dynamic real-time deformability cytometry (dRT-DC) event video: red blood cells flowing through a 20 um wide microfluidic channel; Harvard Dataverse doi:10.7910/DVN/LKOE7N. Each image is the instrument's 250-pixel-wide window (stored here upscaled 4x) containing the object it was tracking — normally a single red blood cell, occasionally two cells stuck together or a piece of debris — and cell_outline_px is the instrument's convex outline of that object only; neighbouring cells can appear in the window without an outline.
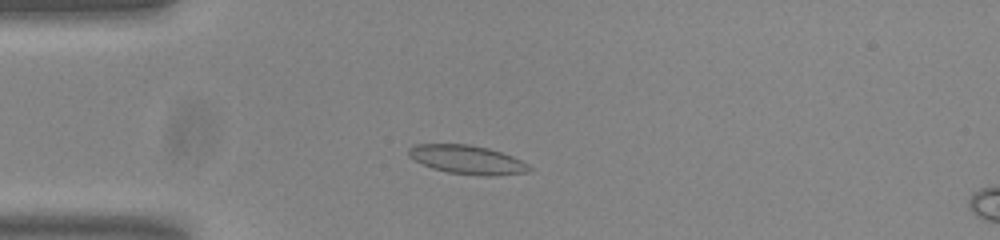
{"species": "common noctule bat (a hibernating species)", "species_latin": "Nyctalus noctula", "temperature_condition": "room temperature", "stored_images_in_passage": 41, "camera_frame_rate_fps": 3000, "um_per_image_px": 0.085, "animal": {"sex": "male", "body_mass_g": 20.0, "forearm_length_mm": 53.3}, "frame": {"image": 1, "passage_image": 1, "time_ms": 0.0, "image_size_px": [1000, 240], "cell_outline_px": [[532, 168], [528, 172], [488, 176], [484, 176], [448, 172], [432, 168], [408, 156], [408, 148], [412, 144], [468, 144], [488, 148], [512, 156], [528, 164]], "centroid_in_image_um": [39.7, 13.56], "position_along_channel_um": 45.3, "area_um2": 20.06}}
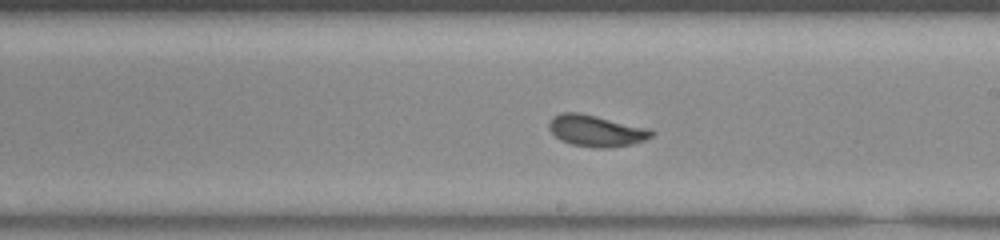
{"frame": {"image": 2, "passage_image": 18, "time_ms": 5.667, "image_size_px": [1000, 240], "cell_outline_px": [[656, 132], [652, 136], [644, 140], [632, 144], [612, 148], [596, 148], [572, 144], [560, 140], [548, 128], [548, 124], [552, 116], [560, 112], [580, 112], [652, 128]], "centroid_in_image_um": [50.7, 11.1], "position_along_channel_um": 238.3, "area_um2": 19.19}}
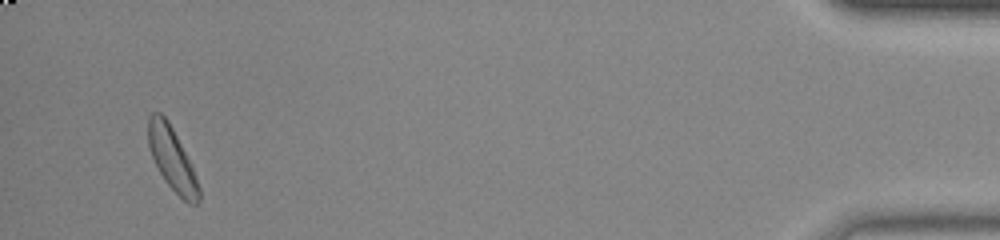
{"frame": {"image": 3, "passage_image": 39, "time_ms": 12.667, "image_size_px": [1000, 240], "cell_outline_px": [[200, 200], [196, 204], [188, 204], [168, 184], [160, 172], [152, 156], [148, 144], [148, 116], [152, 112], [160, 112], [168, 120], [196, 176], [200, 188]], "centroid_in_image_um": [14.62, 13.5], "position_along_channel_um": 420.6, "area_um2": 18.09}, "authors_computed_cell_mechanics": {"area_um2": 18.8428, "velocity_mm_per_s": 3.7342, "shape_relaxation_time_tau1_ms": 3.275, "shape_relaxation_time_tau2_ms": 1.4054, "deformation_change_tau1": 0.0971, "deformation_change_tau2": 0.0666}}